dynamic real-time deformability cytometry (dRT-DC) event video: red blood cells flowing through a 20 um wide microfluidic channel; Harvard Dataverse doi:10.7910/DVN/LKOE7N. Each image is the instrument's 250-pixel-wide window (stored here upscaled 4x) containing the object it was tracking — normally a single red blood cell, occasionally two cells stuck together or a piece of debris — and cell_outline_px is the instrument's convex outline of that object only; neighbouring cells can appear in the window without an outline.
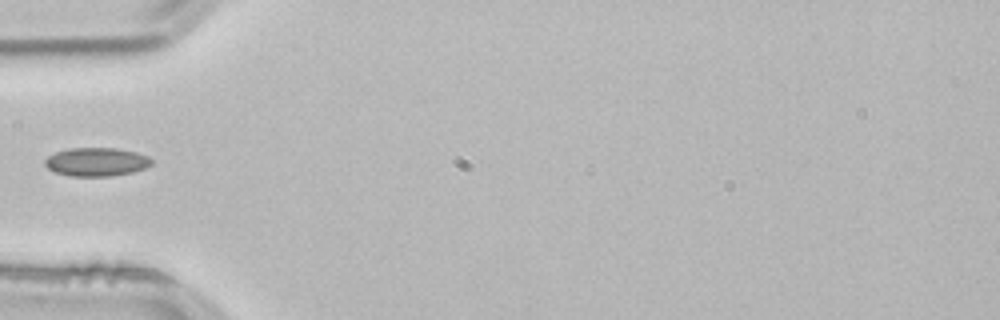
{"species": "common noctule bat (a hibernating species)", "species_latin": "Nyctalus noctula", "temperature_condition": "room temperature", "stored_images_in_passage": 10, "camera_frame_rate_fps": 3000, "um_per_image_px": 0.085, "animal": {"sex": "male", "body_mass_g": 21.5, "forearm_length_mm": 52.0}, "frame": {"image": 1, "passage_image": 1, "time_ms": 0.0, "image_size_px": [1000, 320], "cell_outline_px": [[152, 164], [144, 168], [132, 172], [112, 176], [72, 176], [56, 172], [48, 168], [44, 164], [44, 160], [48, 156], [56, 152], [68, 148], [116, 148], [136, 152], [148, 156], [152, 160]], "centroid_in_image_um": [8.2, 13.75], "position_along_channel_um": 76.8, "area_um2": 17.69}}